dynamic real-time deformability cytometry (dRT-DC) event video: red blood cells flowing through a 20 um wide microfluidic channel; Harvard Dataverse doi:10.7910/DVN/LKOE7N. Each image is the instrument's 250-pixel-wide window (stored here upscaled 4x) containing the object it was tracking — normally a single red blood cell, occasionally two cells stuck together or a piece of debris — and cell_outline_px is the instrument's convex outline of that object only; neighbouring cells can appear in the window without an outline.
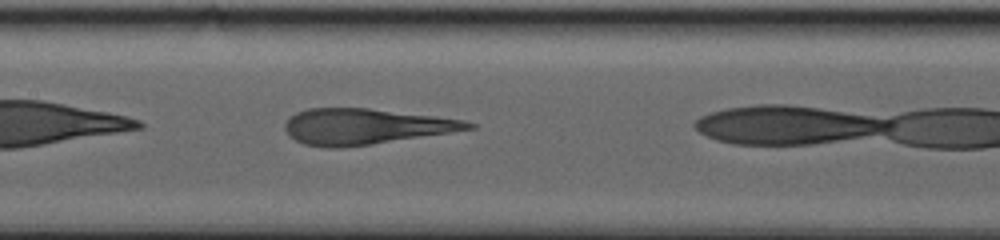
{"species": "human", "species_latin": "Homo sapiens", "temperature_condition": "warm", "stored_images_in_passage": 11, "camera_frame_rate_fps": 3000, "um_per_image_px": 0.085, "donor": {"sex": "male"}, "frame": {"image": 1, "passage_image": 10, "time_ms": 3.333, "image_size_px": [1000, 240], "cell_outline_px": [[476, 128], [372, 144], [340, 148], [324, 148], [304, 144], [288, 136], [284, 128], [284, 124], [296, 112], [308, 108], [368, 108], [464, 120], [476, 124]], "centroid_in_image_um": [30.99, 10.76], "position_along_channel_um": 176.4, "area_um2": 37.92}}